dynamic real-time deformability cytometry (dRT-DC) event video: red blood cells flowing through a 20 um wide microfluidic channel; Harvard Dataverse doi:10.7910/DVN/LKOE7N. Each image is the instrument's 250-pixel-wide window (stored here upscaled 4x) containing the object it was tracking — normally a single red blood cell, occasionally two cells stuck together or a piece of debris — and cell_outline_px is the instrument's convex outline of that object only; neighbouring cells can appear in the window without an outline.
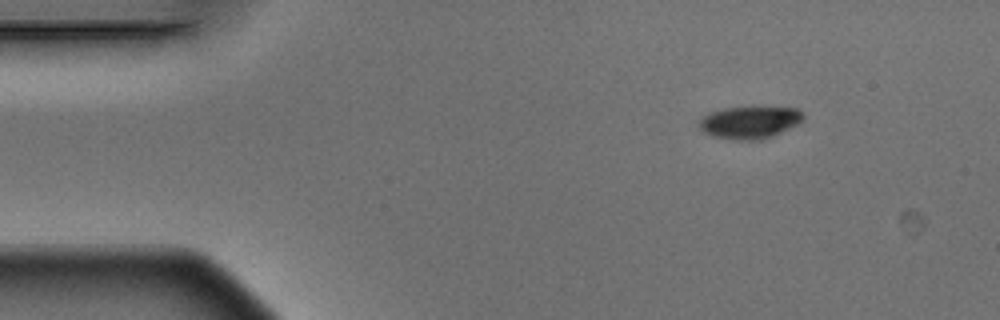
{"species": "Egyptian fruit bat (a non-hibernating species)", "species_latin": "Rousettus aegyptiacus", "temperature_condition": "warm", "stored_images_in_passage": 3, "camera_frame_rate_fps": 3000, "um_per_image_px": 0.085, "animal": {"sex": "male"}, "frame": {"image": 1, "passage_image": 1, "time_ms": 0.0, "image_size_px": [1000, 320], "cell_outline_px": [[804, 120], [772, 136], [760, 140], [732, 140], [712, 136], [704, 132], [696, 124], [708, 112], [724, 108], [796, 108], [804, 112]], "centroid_in_image_um": [63.69, 10.41], "position_along_channel_um": 21.3, "area_um2": 19.48}}